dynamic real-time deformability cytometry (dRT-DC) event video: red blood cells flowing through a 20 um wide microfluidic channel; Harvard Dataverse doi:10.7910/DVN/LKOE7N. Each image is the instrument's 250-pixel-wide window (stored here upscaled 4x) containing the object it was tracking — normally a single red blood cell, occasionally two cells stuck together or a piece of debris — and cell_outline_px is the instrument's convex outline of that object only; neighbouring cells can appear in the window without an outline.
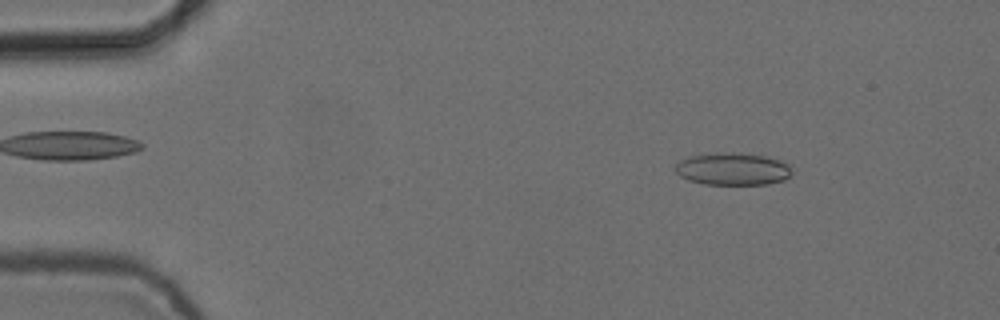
{"species": "common noctule bat (a hibernating species)", "species_latin": "Nyctalus noctula", "temperature_condition": "cold", "stored_images_in_passage": 5, "camera_frame_rate_fps": 3000, "um_per_image_px": 0.085, "animal": {"sex": "female", "body_mass_g": 24.6, "forearm_length_mm": 56.2}, "frame": {"image": 1, "passage_image": 2, "time_ms": 0.333, "image_size_px": [1000, 320], "cell_outline_px": [[792, 172], [784, 180], [768, 184], [704, 184], [688, 180], [680, 176], [676, 172], [676, 164], [680, 160], [688, 156], [716, 152], [740, 152], [764, 156], [792, 164]], "centroid_in_image_um": [62.29, 14.35], "position_along_channel_um": 22.7, "area_um2": 22.25}}